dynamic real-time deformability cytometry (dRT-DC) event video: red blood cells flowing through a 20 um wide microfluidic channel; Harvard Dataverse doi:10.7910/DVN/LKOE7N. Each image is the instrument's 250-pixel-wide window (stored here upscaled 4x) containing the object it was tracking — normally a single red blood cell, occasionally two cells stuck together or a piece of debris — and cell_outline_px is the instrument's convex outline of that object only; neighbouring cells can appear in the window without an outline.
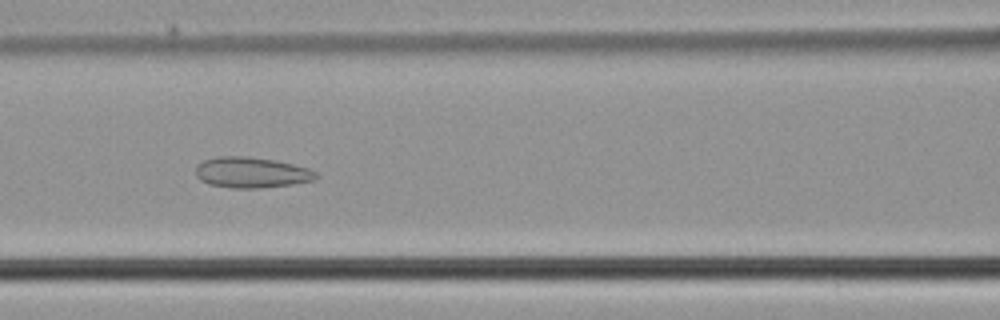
{"species": "common noctule bat (a hibernating species)", "species_latin": "Nyctalus noctula", "temperature_condition": "cold", "stored_images_in_passage": 39, "camera_frame_rate_fps": 3000, "um_per_image_px": 0.085, "animal": {"sex": "male", "body_mass_g": 21.5, "forearm_length_mm": 52.0}, "frame": {"image": 1, "passage_image": 13, "time_ms": 4.0, "image_size_px": [1000, 320], "cell_outline_px": [[320, 176], [316, 180], [292, 184], [260, 188], [232, 188], [208, 184], [200, 180], [196, 176], [196, 164], [204, 160], [220, 156], [248, 156], [276, 160], [308, 168], [316, 172]], "centroid_in_image_um": [21.38, 14.66], "position_along_channel_um": 145.2, "area_um2": 21.73}}
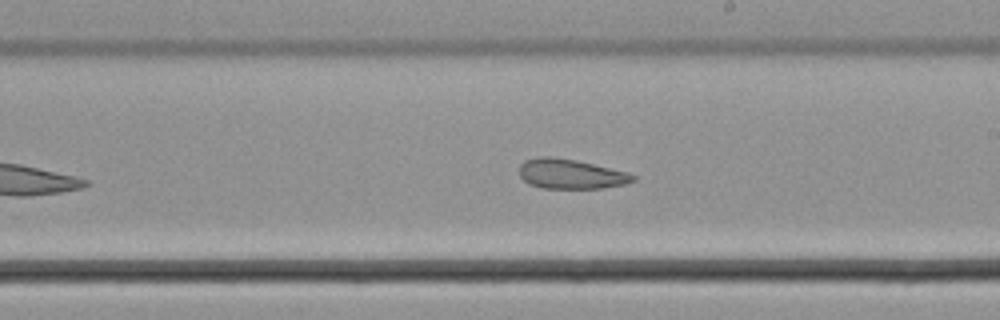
{"frame": {"image": 2, "passage_image": 20, "time_ms": 6.333, "image_size_px": [1000, 320], "cell_outline_px": [[636, 180], [624, 184], [604, 188], [540, 188], [528, 184], [520, 176], [520, 164], [524, 160], [540, 156], [552, 156], [576, 160], [628, 172], [636, 176]], "centroid_in_image_um": [48.5, 14.78], "position_along_channel_um": 240.5, "area_um2": 19.83}}
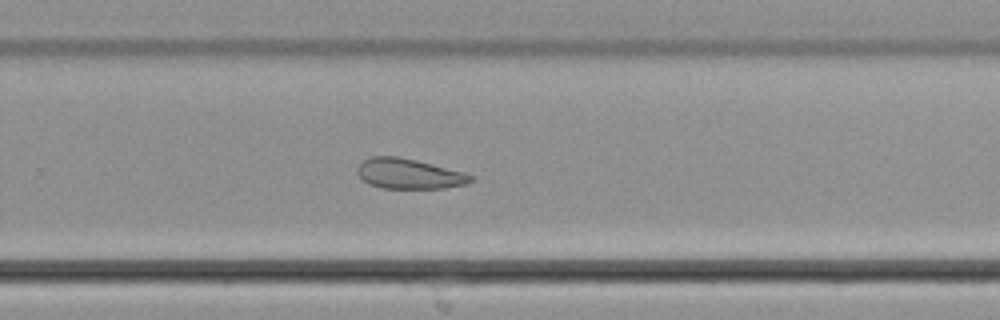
{"frame": {"image": 3, "passage_image": 24, "time_ms": 7.667, "image_size_px": [1000, 320], "cell_outline_px": [[472, 180], [468, 184], [444, 188], [380, 188], [368, 184], [356, 172], [356, 168], [368, 156], [396, 156], [416, 160], [464, 172], [472, 176]], "centroid_in_image_um": [34.74, 14.77], "position_along_channel_um": 295.1, "area_um2": 19.94}}